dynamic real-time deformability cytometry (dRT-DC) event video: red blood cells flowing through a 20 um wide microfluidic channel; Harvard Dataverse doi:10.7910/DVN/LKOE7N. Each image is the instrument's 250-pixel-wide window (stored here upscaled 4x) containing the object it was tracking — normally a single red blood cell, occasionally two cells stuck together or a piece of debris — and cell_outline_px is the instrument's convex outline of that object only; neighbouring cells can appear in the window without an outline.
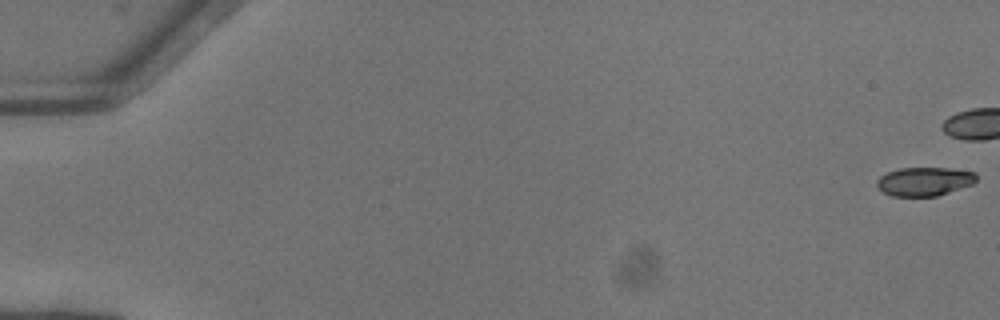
{"species": "common noctule bat (a hibernating species)", "species_latin": "Nyctalus noctula", "temperature_condition": "warm", "stored_images_in_passage": 42, "camera_frame_rate_fps": 3000, "um_per_image_px": 0.085, "animal": {"sex": "female"}, "frame": {"image": 1, "passage_image": 1, "time_ms": 0.0, "image_size_px": [1000, 320], "cell_outline_px": [[976, 180], [972, 184], [936, 196], [892, 196], [884, 192], [876, 184], [876, 180], [880, 176], [888, 172], [900, 168], [948, 168], [976, 172]], "centroid_in_image_um": [78.56, 15.41], "position_along_channel_um": 6.4, "area_um2": 16.47}}
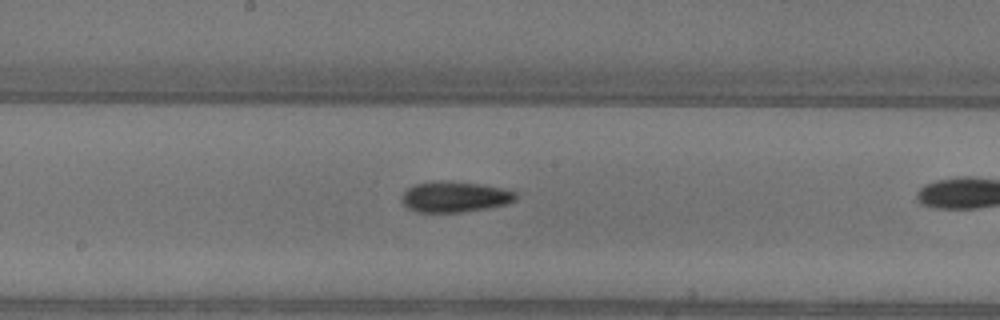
{"frame": {"image": 2, "passage_image": 29, "time_ms": 9.333, "image_size_px": [1000, 320], "cell_outline_px": [[520, 196], [516, 200], [504, 204], [484, 208], [460, 212], [416, 212], [408, 208], [404, 204], [400, 196], [412, 184], [440, 180], [448, 180], [480, 184], [504, 188], [516, 192]], "centroid_in_image_um": [38.64, 16.71], "position_along_channel_um": 209.6, "area_um2": 20.58}}
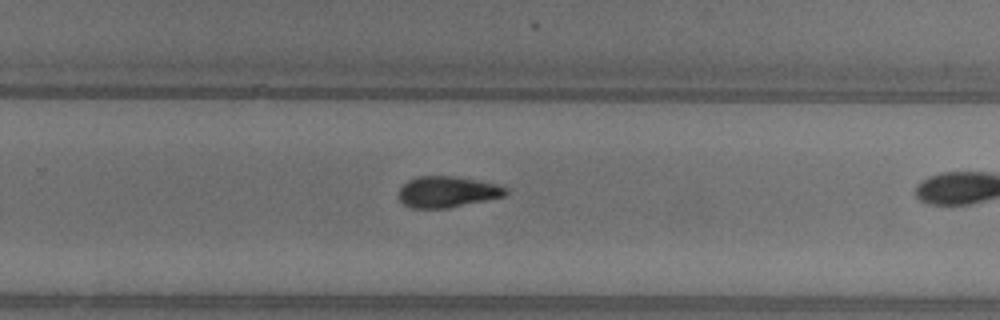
{"frame": {"image": 3, "passage_image": 35, "time_ms": 11.333, "image_size_px": [1000, 320], "cell_outline_px": [[508, 192], [504, 196], [448, 208], [412, 208], [404, 204], [400, 200], [400, 188], [408, 180], [416, 176], [456, 176], [496, 184], [508, 188]], "centroid_in_image_um": [38.02, 16.3], "position_along_channel_um": 291.8, "area_um2": 19.25}}